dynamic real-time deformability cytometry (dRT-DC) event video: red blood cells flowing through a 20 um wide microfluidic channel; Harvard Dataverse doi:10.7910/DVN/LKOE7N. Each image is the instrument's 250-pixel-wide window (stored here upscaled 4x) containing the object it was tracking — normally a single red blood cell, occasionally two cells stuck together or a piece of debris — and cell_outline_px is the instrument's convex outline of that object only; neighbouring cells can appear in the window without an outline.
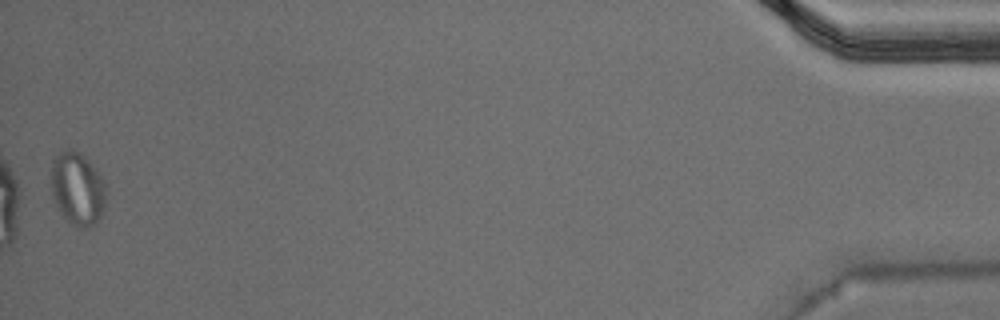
{"species": "Egyptian fruit bat (a non-hibernating species)", "species_latin": "Rousettus aegyptiacus", "temperature_condition": "warm", "stored_images_in_passage": 37, "segment_of_instrument_passage": [2, 2], "camera_frame_rate_fps": 3000, "um_per_image_px": 0.085, "animal": {"sex": "male"}, "frame": {"image": 1, "passage_image": 37, "time_ms": 12.0, "image_size_px": [1000, 320], "cell_outline_px": [[104, 208], [100, 216], [92, 224], [84, 228], [80, 228], [72, 224], [64, 216], [52, 200], [52, 160], [60, 152], [68, 148], [72, 148], [80, 152], [88, 160], [104, 180]], "centroid_in_image_um": [6.56, 16.0], "position_along_channel_um": 428.6, "area_um2": 23.0}}